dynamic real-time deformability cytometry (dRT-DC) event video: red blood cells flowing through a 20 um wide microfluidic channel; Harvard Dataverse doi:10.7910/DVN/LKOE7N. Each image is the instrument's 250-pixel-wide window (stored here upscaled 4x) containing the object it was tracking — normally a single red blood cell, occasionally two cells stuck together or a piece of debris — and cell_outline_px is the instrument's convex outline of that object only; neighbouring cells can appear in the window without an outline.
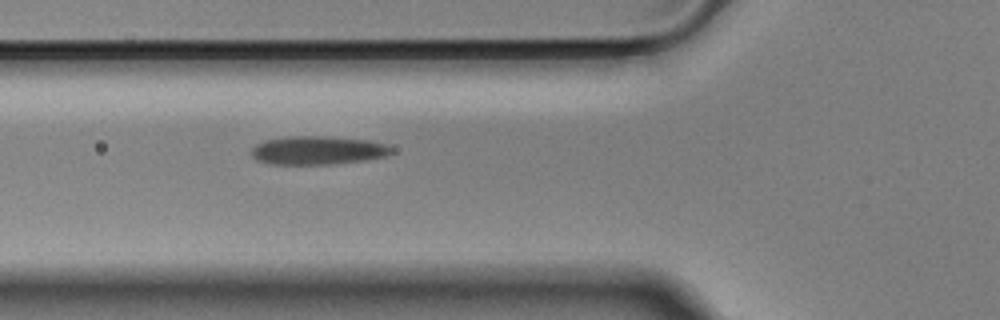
{"species": "Egyptian fruit bat (a non-hibernating species)", "species_latin": "Rousettus aegyptiacus", "temperature_condition": "cold", "stored_images_in_passage": 5, "camera_frame_rate_fps": 3000, "um_per_image_px": 0.085, "animal": {"sex": "male"}, "frame": {"image": 1, "passage_image": 4, "time_ms": 1.0, "image_size_px": [1000, 320], "cell_outline_px": [[392, 152], [384, 156], [364, 160], [336, 164], [272, 164], [256, 160], [252, 156], [252, 148], [256, 144], [268, 140], [288, 136], [320, 136], [368, 140], [384, 144], [392, 148]], "centroid_in_image_um": [26.99, 12.78], "position_along_channel_um": 98.8, "area_um2": 23.0}}